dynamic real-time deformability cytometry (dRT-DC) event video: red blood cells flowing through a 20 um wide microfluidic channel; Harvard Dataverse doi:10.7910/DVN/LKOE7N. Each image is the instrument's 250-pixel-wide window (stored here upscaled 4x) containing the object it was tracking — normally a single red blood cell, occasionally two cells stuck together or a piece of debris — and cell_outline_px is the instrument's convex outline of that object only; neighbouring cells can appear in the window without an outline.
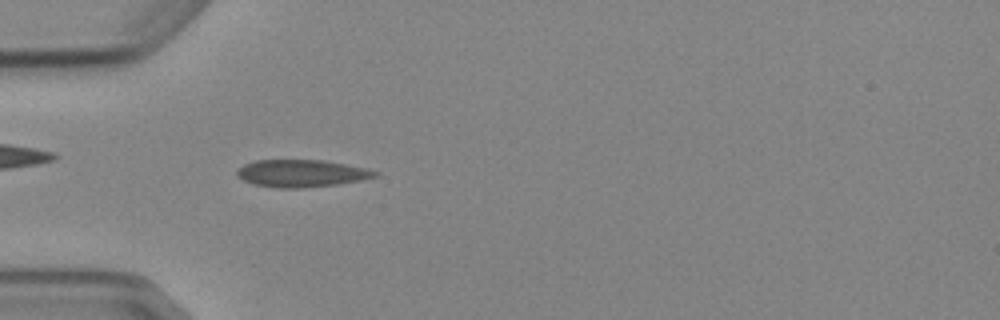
{"species": "Egyptian fruit bat (a non-hibernating species)", "species_latin": "Rousettus aegyptiacus", "temperature_condition": "cold", "stored_images_in_passage": 5, "camera_frame_rate_fps": 3000, "um_per_image_px": 0.085, "animal": {"sex": "female"}, "frame": {"image": 1, "passage_image": 5, "time_ms": 5.333, "image_size_px": [1000, 320], "cell_outline_px": [[380, 176], [360, 180], [336, 184], [300, 188], [276, 188], [252, 184], [236, 176], [236, 172], [244, 164], [256, 160], [324, 160], [368, 168], [380, 172]], "centroid_in_image_um": [25.65, 14.73], "position_along_channel_um": 59.4, "area_um2": 22.08}}